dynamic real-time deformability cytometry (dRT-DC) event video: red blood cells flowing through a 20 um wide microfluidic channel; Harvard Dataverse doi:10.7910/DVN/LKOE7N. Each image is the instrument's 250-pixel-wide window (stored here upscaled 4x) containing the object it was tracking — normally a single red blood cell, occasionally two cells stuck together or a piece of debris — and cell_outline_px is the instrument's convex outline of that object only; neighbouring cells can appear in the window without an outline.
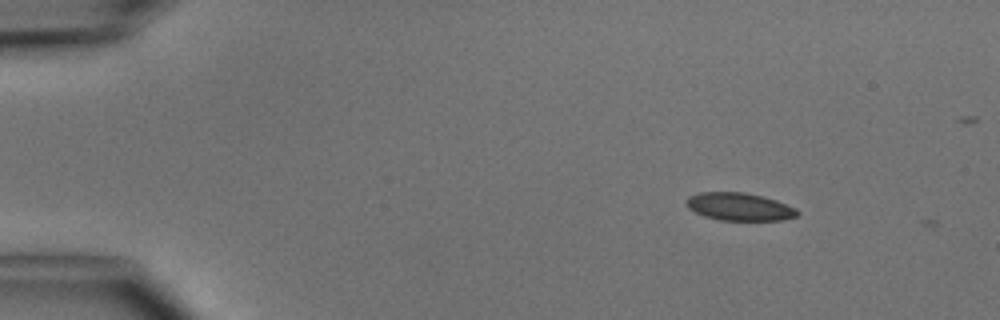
{"species": "common noctule bat (a hibernating species)", "species_latin": "Nyctalus noctula", "temperature_condition": "cold", "stored_images_in_passage": 2, "camera_frame_rate_fps": 3000, "um_per_image_px": 0.085, "animal": {"sex": "male", "body_mass_g": 15.6}, "frame": {"image": 1, "passage_image": 1, "time_ms": 0.0, "image_size_px": [1000, 320], "cell_outline_px": [[800, 212], [796, 216], [784, 220], [720, 220], [704, 216], [688, 208], [688, 196], [700, 192], [744, 192], [776, 200], [796, 208]], "centroid_in_image_um": [62.87, 17.57], "position_along_channel_um": 22.1, "area_um2": 17.8}}